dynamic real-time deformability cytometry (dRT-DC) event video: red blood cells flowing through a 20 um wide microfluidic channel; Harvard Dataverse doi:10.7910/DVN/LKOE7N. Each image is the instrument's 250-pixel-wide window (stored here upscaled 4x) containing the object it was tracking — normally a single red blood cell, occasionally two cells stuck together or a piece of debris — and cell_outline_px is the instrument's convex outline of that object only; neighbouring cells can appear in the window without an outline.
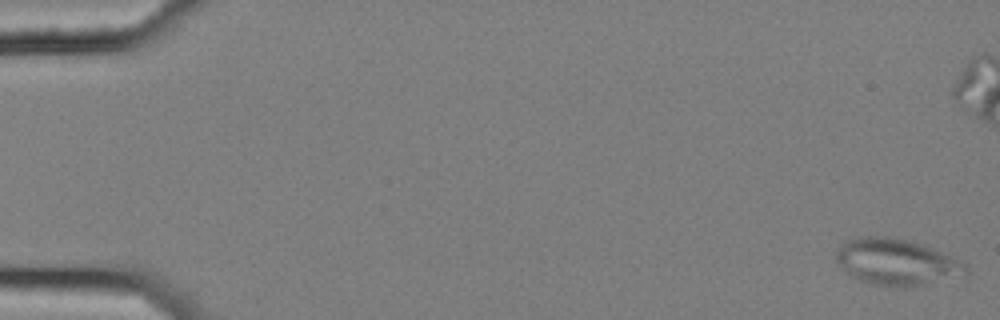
{"species": "common noctule bat (a hibernating species)", "species_latin": "Nyctalus noctula", "temperature_condition": "cold", "stored_images_in_passage": 10, "camera_frame_rate_fps": 3000, "um_per_image_px": 0.085, "animal": {"sex": "female", "body_mass_g": 25.1}, "frame": {"image": 1, "passage_image": 1, "time_ms": 0.0, "image_size_px": [1000, 320], "cell_outline_px": [[968, 276], [908, 288], [900, 288], [872, 284], [860, 280], [852, 276], [836, 260], [836, 252], [844, 240], [864, 236], [888, 236], [908, 240], [924, 244], [968, 264]], "centroid_in_image_um": [76.28, 22.29], "position_along_channel_um": 8.7, "area_um2": 35.6}}